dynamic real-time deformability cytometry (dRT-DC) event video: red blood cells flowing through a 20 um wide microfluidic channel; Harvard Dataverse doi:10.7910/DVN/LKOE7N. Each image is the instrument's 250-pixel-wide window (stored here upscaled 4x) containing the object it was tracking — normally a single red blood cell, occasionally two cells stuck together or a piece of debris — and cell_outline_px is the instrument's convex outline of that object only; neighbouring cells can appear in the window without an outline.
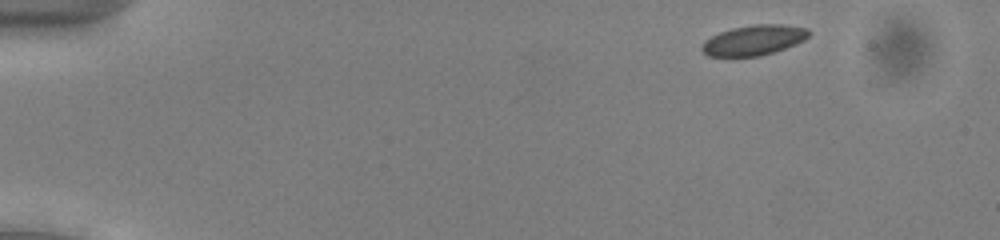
{"species": "common noctule bat (a hibernating species)", "species_latin": "Nyctalus noctula", "temperature_condition": "cold", "stored_images_in_passage": 50, "camera_frame_rate_fps": 3000, "um_per_image_px": 0.085, "animal": {"sex": "male", "body_mass_g": 13.0, "forearm_length_mm": 53.1}, "frame": {"image": 1, "passage_image": 3, "time_ms": 0.667, "image_size_px": [1000, 240], "cell_outline_px": [[812, 32], [804, 40], [796, 44], [760, 56], [708, 56], [700, 48], [704, 40], [720, 32], [732, 28], [752, 24], [784, 24], [808, 28]], "centroid_in_image_um": [64.09, 3.4], "position_along_channel_um": 20.9, "area_um2": 18.84}}
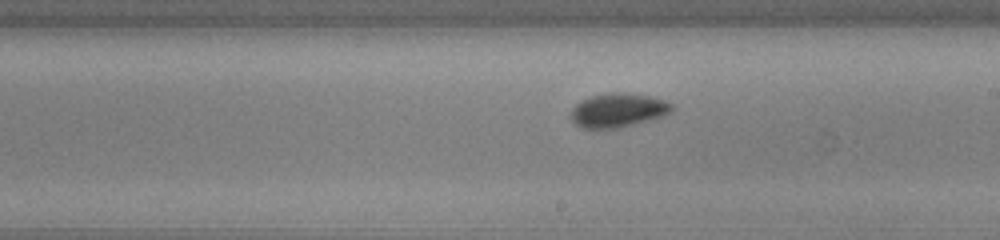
{"frame": {"image": 2, "passage_image": 28, "time_ms": 9.0, "image_size_px": [1000, 240], "cell_outline_px": [[672, 108], [668, 112], [660, 116], [620, 128], [580, 128], [572, 120], [572, 108], [580, 100], [592, 96], [612, 92], [624, 92], [652, 96], [664, 100], [672, 104]], "centroid_in_image_um": [52.49, 9.36], "position_along_channel_um": 236.5, "area_um2": 19.71}}
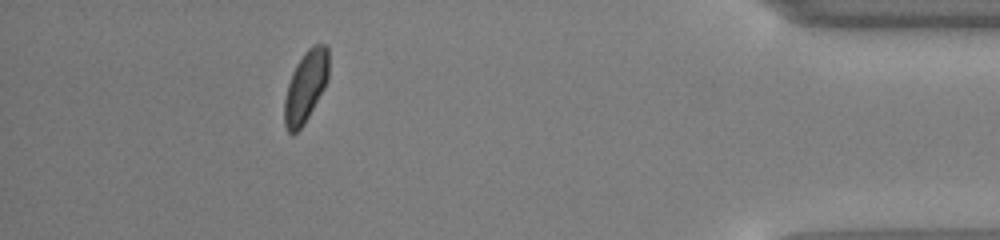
{"frame": {"image": 3, "passage_image": 45, "time_ms": 14.667, "image_size_px": [1000, 240], "cell_outline_px": [[328, 80], [324, 88], [304, 124], [296, 132], [288, 132], [284, 124], [284, 100], [288, 84], [292, 72], [296, 64], [304, 52], [312, 44], [328, 44]], "centroid_in_image_um": [25.98, 7.32], "position_along_channel_um": 409.2, "area_um2": 18.38}, "authors_computed_cell_mechanics": {"area_um2": 18.8139, "velocity_mm_per_s": 3.8804, "shape_relaxation_time_tau1_ms": 4.811, "shape_relaxation_time_tau2_ms": null, "deformation_change_tau1": 0.114, "deformation_change_tau2": null}}